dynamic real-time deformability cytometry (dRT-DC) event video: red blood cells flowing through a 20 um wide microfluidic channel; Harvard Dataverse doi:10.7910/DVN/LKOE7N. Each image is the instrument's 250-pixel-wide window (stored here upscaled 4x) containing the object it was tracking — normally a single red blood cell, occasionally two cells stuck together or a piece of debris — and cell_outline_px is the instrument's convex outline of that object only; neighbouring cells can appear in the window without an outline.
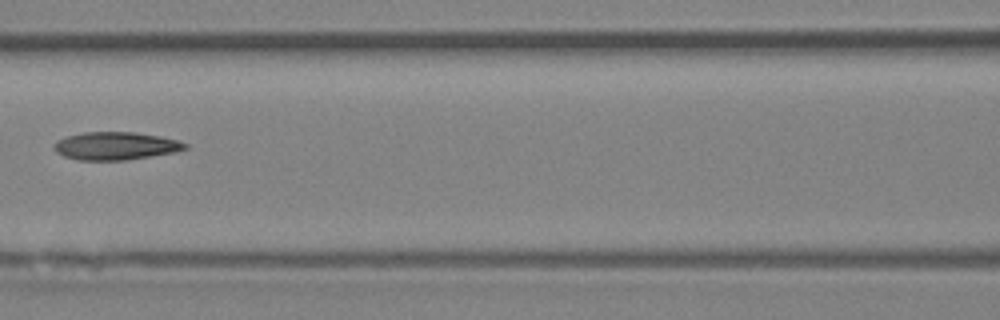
{"species": "Egyptian fruit bat (a non-hibernating species)", "species_latin": "Rousettus aegyptiacus", "temperature_condition": "room temperature", "stored_images_in_passage": 6, "camera_frame_rate_fps": 3000, "um_per_image_px": 0.085, "animal": {"sex": "female"}, "frame": {"image": 1, "passage_image": 4, "time_ms": 3.667, "image_size_px": [1000, 320], "cell_outline_px": [[188, 148], [176, 152], [128, 160], [76, 160], [64, 156], [56, 152], [52, 148], [52, 144], [56, 140], [68, 136], [84, 132], [136, 132], [160, 136], [176, 140], [188, 144]], "centroid_in_image_um": [9.81, 12.41], "position_along_channel_um": 156.8, "area_um2": 21.5}}
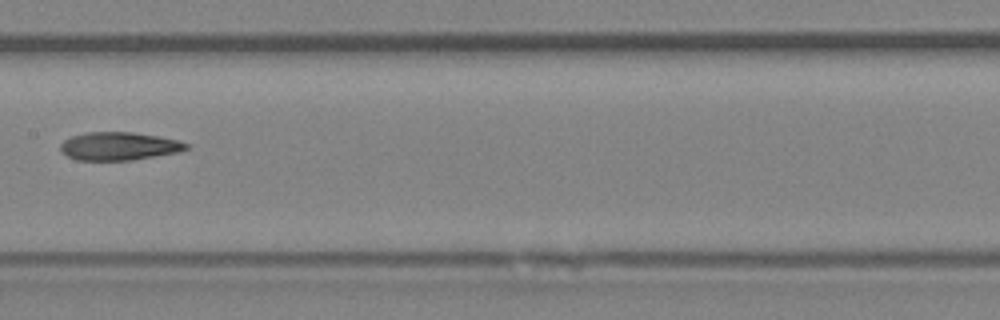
{"frame": {"image": 2, "passage_image": 5, "time_ms": 4.667, "image_size_px": [1000, 320], "cell_outline_px": [[188, 148], [180, 152], [132, 160], [76, 160], [68, 156], [60, 148], [60, 144], [64, 140], [72, 136], [84, 132], [132, 132], [160, 136], [180, 140], [188, 144]], "centroid_in_image_um": [10.14, 12.42], "position_along_channel_um": 197.3, "area_um2": 20.69}}